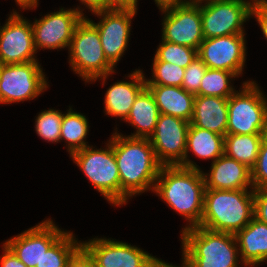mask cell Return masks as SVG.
<instances>
[{"label":"cell","instance_id":"1","mask_svg":"<svg viewBox=\"0 0 267 267\" xmlns=\"http://www.w3.org/2000/svg\"><path fill=\"white\" fill-rule=\"evenodd\" d=\"M110 143L119 170L120 205L151 186L154 189L162 164L157 160L149 138L123 137L115 132Z\"/></svg>","mask_w":267,"mask_h":267},{"label":"cell","instance_id":"2","mask_svg":"<svg viewBox=\"0 0 267 267\" xmlns=\"http://www.w3.org/2000/svg\"><path fill=\"white\" fill-rule=\"evenodd\" d=\"M154 189L172 209L183 215L191 228L199 226L204 209L203 172L180 165H162Z\"/></svg>","mask_w":267,"mask_h":267},{"label":"cell","instance_id":"3","mask_svg":"<svg viewBox=\"0 0 267 267\" xmlns=\"http://www.w3.org/2000/svg\"><path fill=\"white\" fill-rule=\"evenodd\" d=\"M205 189L201 227L235 234L254 218V189Z\"/></svg>","mask_w":267,"mask_h":267},{"label":"cell","instance_id":"4","mask_svg":"<svg viewBox=\"0 0 267 267\" xmlns=\"http://www.w3.org/2000/svg\"><path fill=\"white\" fill-rule=\"evenodd\" d=\"M183 254L192 267H238L234 234L201 226L182 230Z\"/></svg>","mask_w":267,"mask_h":267},{"label":"cell","instance_id":"5","mask_svg":"<svg viewBox=\"0 0 267 267\" xmlns=\"http://www.w3.org/2000/svg\"><path fill=\"white\" fill-rule=\"evenodd\" d=\"M70 64L84 81L106 79L114 66L105 57L97 28L83 17L76 25L69 45Z\"/></svg>","mask_w":267,"mask_h":267},{"label":"cell","instance_id":"6","mask_svg":"<svg viewBox=\"0 0 267 267\" xmlns=\"http://www.w3.org/2000/svg\"><path fill=\"white\" fill-rule=\"evenodd\" d=\"M108 148L93 150L87 146L71 154L93 186L111 204L120 205V178L112 144Z\"/></svg>","mask_w":267,"mask_h":267},{"label":"cell","instance_id":"7","mask_svg":"<svg viewBox=\"0 0 267 267\" xmlns=\"http://www.w3.org/2000/svg\"><path fill=\"white\" fill-rule=\"evenodd\" d=\"M228 98L226 134H262L267 117V99L253 81Z\"/></svg>","mask_w":267,"mask_h":267},{"label":"cell","instance_id":"8","mask_svg":"<svg viewBox=\"0 0 267 267\" xmlns=\"http://www.w3.org/2000/svg\"><path fill=\"white\" fill-rule=\"evenodd\" d=\"M200 0L204 38L244 34L242 25L251 17L252 4L246 0Z\"/></svg>","mask_w":267,"mask_h":267},{"label":"cell","instance_id":"9","mask_svg":"<svg viewBox=\"0 0 267 267\" xmlns=\"http://www.w3.org/2000/svg\"><path fill=\"white\" fill-rule=\"evenodd\" d=\"M47 87L37 61L23 64H0V103L34 99Z\"/></svg>","mask_w":267,"mask_h":267},{"label":"cell","instance_id":"10","mask_svg":"<svg viewBox=\"0 0 267 267\" xmlns=\"http://www.w3.org/2000/svg\"><path fill=\"white\" fill-rule=\"evenodd\" d=\"M161 11L166 15L162 23V40L198 50L204 40L200 0Z\"/></svg>","mask_w":267,"mask_h":267},{"label":"cell","instance_id":"11","mask_svg":"<svg viewBox=\"0 0 267 267\" xmlns=\"http://www.w3.org/2000/svg\"><path fill=\"white\" fill-rule=\"evenodd\" d=\"M190 122L160 114L154 133L149 137L157 160L162 165H180L186 155Z\"/></svg>","mask_w":267,"mask_h":267},{"label":"cell","instance_id":"12","mask_svg":"<svg viewBox=\"0 0 267 267\" xmlns=\"http://www.w3.org/2000/svg\"><path fill=\"white\" fill-rule=\"evenodd\" d=\"M244 39V34L204 38L197 55L209 69L225 70L238 76L246 58Z\"/></svg>","mask_w":267,"mask_h":267},{"label":"cell","instance_id":"13","mask_svg":"<svg viewBox=\"0 0 267 267\" xmlns=\"http://www.w3.org/2000/svg\"><path fill=\"white\" fill-rule=\"evenodd\" d=\"M79 8L46 14L42 19L31 24L34 46L40 48L58 49L70 45L76 25L82 20L83 13ZM38 48V49H37Z\"/></svg>","mask_w":267,"mask_h":267},{"label":"cell","instance_id":"14","mask_svg":"<svg viewBox=\"0 0 267 267\" xmlns=\"http://www.w3.org/2000/svg\"><path fill=\"white\" fill-rule=\"evenodd\" d=\"M31 24L13 11L0 30V64H23L35 59Z\"/></svg>","mask_w":267,"mask_h":267},{"label":"cell","instance_id":"15","mask_svg":"<svg viewBox=\"0 0 267 267\" xmlns=\"http://www.w3.org/2000/svg\"><path fill=\"white\" fill-rule=\"evenodd\" d=\"M133 9H111L94 13L103 17L99 23L89 20L98 30L107 60L115 66L127 48Z\"/></svg>","mask_w":267,"mask_h":267},{"label":"cell","instance_id":"16","mask_svg":"<svg viewBox=\"0 0 267 267\" xmlns=\"http://www.w3.org/2000/svg\"><path fill=\"white\" fill-rule=\"evenodd\" d=\"M35 226L4 243L27 267H36L43 254L65 232L50 219Z\"/></svg>","mask_w":267,"mask_h":267},{"label":"cell","instance_id":"17","mask_svg":"<svg viewBox=\"0 0 267 267\" xmlns=\"http://www.w3.org/2000/svg\"><path fill=\"white\" fill-rule=\"evenodd\" d=\"M81 245L93 257L96 267H148L153 256L128 243L94 238Z\"/></svg>","mask_w":267,"mask_h":267},{"label":"cell","instance_id":"18","mask_svg":"<svg viewBox=\"0 0 267 267\" xmlns=\"http://www.w3.org/2000/svg\"><path fill=\"white\" fill-rule=\"evenodd\" d=\"M211 165L210 174L203 173L206 189L248 190L249 186L253 189L251 169L234 158L223 154Z\"/></svg>","mask_w":267,"mask_h":267},{"label":"cell","instance_id":"19","mask_svg":"<svg viewBox=\"0 0 267 267\" xmlns=\"http://www.w3.org/2000/svg\"><path fill=\"white\" fill-rule=\"evenodd\" d=\"M190 124L225 136L228 124V98L195 95Z\"/></svg>","mask_w":267,"mask_h":267},{"label":"cell","instance_id":"20","mask_svg":"<svg viewBox=\"0 0 267 267\" xmlns=\"http://www.w3.org/2000/svg\"><path fill=\"white\" fill-rule=\"evenodd\" d=\"M131 82H116L105 94V112L111 116H119L125 120L138 94L146 87L145 77L141 70L129 76Z\"/></svg>","mask_w":267,"mask_h":267},{"label":"cell","instance_id":"21","mask_svg":"<svg viewBox=\"0 0 267 267\" xmlns=\"http://www.w3.org/2000/svg\"><path fill=\"white\" fill-rule=\"evenodd\" d=\"M146 87L152 93L160 114L191 121L194 112V94L178 86L146 85Z\"/></svg>","mask_w":267,"mask_h":267},{"label":"cell","instance_id":"22","mask_svg":"<svg viewBox=\"0 0 267 267\" xmlns=\"http://www.w3.org/2000/svg\"><path fill=\"white\" fill-rule=\"evenodd\" d=\"M239 243L241 260L245 266L258 265L267 260V224L253 218L234 234Z\"/></svg>","mask_w":267,"mask_h":267},{"label":"cell","instance_id":"23","mask_svg":"<svg viewBox=\"0 0 267 267\" xmlns=\"http://www.w3.org/2000/svg\"><path fill=\"white\" fill-rule=\"evenodd\" d=\"M189 150H192L199 158L214 159L213 162H215L224 154V136L190 124L187 133L186 155L180 166L198 169V165L187 158Z\"/></svg>","mask_w":267,"mask_h":267},{"label":"cell","instance_id":"24","mask_svg":"<svg viewBox=\"0 0 267 267\" xmlns=\"http://www.w3.org/2000/svg\"><path fill=\"white\" fill-rule=\"evenodd\" d=\"M160 112L150 90L145 87L136 97L124 121L137 128L130 137L149 138L155 131Z\"/></svg>","mask_w":267,"mask_h":267},{"label":"cell","instance_id":"25","mask_svg":"<svg viewBox=\"0 0 267 267\" xmlns=\"http://www.w3.org/2000/svg\"><path fill=\"white\" fill-rule=\"evenodd\" d=\"M262 134H226L224 154L252 169L256 164Z\"/></svg>","mask_w":267,"mask_h":267},{"label":"cell","instance_id":"26","mask_svg":"<svg viewBox=\"0 0 267 267\" xmlns=\"http://www.w3.org/2000/svg\"><path fill=\"white\" fill-rule=\"evenodd\" d=\"M88 128V121L84 115L73 112L71 108L63 114L60 140H66L70 155L88 146L84 141Z\"/></svg>","mask_w":267,"mask_h":267},{"label":"cell","instance_id":"27","mask_svg":"<svg viewBox=\"0 0 267 267\" xmlns=\"http://www.w3.org/2000/svg\"><path fill=\"white\" fill-rule=\"evenodd\" d=\"M81 246L72 233L64 232L43 254L36 267H65L70 256Z\"/></svg>","mask_w":267,"mask_h":267},{"label":"cell","instance_id":"28","mask_svg":"<svg viewBox=\"0 0 267 267\" xmlns=\"http://www.w3.org/2000/svg\"><path fill=\"white\" fill-rule=\"evenodd\" d=\"M233 77H236L233 72L207 68L201 80L199 95L229 98L235 92L229 84Z\"/></svg>","mask_w":267,"mask_h":267},{"label":"cell","instance_id":"29","mask_svg":"<svg viewBox=\"0 0 267 267\" xmlns=\"http://www.w3.org/2000/svg\"><path fill=\"white\" fill-rule=\"evenodd\" d=\"M197 56V49L162 40L156 50L154 61L168 62L186 68Z\"/></svg>","mask_w":267,"mask_h":267},{"label":"cell","instance_id":"30","mask_svg":"<svg viewBox=\"0 0 267 267\" xmlns=\"http://www.w3.org/2000/svg\"><path fill=\"white\" fill-rule=\"evenodd\" d=\"M153 78L145 80L146 85H164L181 87L185 68L176 64L154 61L153 62Z\"/></svg>","mask_w":267,"mask_h":267},{"label":"cell","instance_id":"31","mask_svg":"<svg viewBox=\"0 0 267 267\" xmlns=\"http://www.w3.org/2000/svg\"><path fill=\"white\" fill-rule=\"evenodd\" d=\"M63 114L59 110L49 109L41 112L36 118V132L44 140L59 142Z\"/></svg>","mask_w":267,"mask_h":267},{"label":"cell","instance_id":"32","mask_svg":"<svg viewBox=\"0 0 267 267\" xmlns=\"http://www.w3.org/2000/svg\"><path fill=\"white\" fill-rule=\"evenodd\" d=\"M207 68L208 67L198 56L195 57L192 63L185 68L181 87L189 93L199 95L201 80Z\"/></svg>","mask_w":267,"mask_h":267},{"label":"cell","instance_id":"33","mask_svg":"<svg viewBox=\"0 0 267 267\" xmlns=\"http://www.w3.org/2000/svg\"><path fill=\"white\" fill-rule=\"evenodd\" d=\"M253 189L267 187V145L262 141L256 164L251 169Z\"/></svg>","mask_w":267,"mask_h":267},{"label":"cell","instance_id":"34","mask_svg":"<svg viewBox=\"0 0 267 267\" xmlns=\"http://www.w3.org/2000/svg\"><path fill=\"white\" fill-rule=\"evenodd\" d=\"M254 217L267 224V187L254 190Z\"/></svg>","mask_w":267,"mask_h":267},{"label":"cell","instance_id":"35","mask_svg":"<svg viewBox=\"0 0 267 267\" xmlns=\"http://www.w3.org/2000/svg\"><path fill=\"white\" fill-rule=\"evenodd\" d=\"M65 267H96L90 253L81 245L67 260Z\"/></svg>","mask_w":267,"mask_h":267},{"label":"cell","instance_id":"36","mask_svg":"<svg viewBox=\"0 0 267 267\" xmlns=\"http://www.w3.org/2000/svg\"><path fill=\"white\" fill-rule=\"evenodd\" d=\"M251 16L257 18L264 36L267 39V0H252Z\"/></svg>","mask_w":267,"mask_h":267},{"label":"cell","instance_id":"37","mask_svg":"<svg viewBox=\"0 0 267 267\" xmlns=\"http://www.w3.org/2000/svg\"><path fill=\"white\" fill-rule=\"evenodd\" d=\"M4 254L1 257V267H27L19 258L3 244Z\"/></svg>","mask_w":267,"mask_h":267},{"label":"cell","instance_id":"38","mask_svg":"<svg viewBox=\"0 0 267 267\" xmlns=\"http://www.w3.org/2000/svg\"><path fill=\"white\" fill-rule=\"evenodd\" d=\"M111 9L137 10V0H108V10Z\"/></svg>","mask_w":267,"mask_h":267},{"label":"cell","instance_id":"39","mask_svg":"<svg viewBox=\"0 0 267 267\" xmlns=\"http://www.w3.org/2000/svg\"><path fill=\"white\" fill-rule=\"evenodd\" d=\"M93 13L108 10V0H80Z\"/></svg>","mask_w":267,"mask_h":267},{"label":"cell","instance_id":"40","mask_svg":"<svg viewBox=\"0 0 267 267\" xmlns=\"http://www.w3.org/2000/svg\"><path fill=\"white\" fill-rule=\"evenodd\" d=\"M184 258L183 265L181 267H192L189 260L186 258V256L182 255ZM148 267H177L172 264L165 263L164 261L157 259L153 256V258L149 262Z\"/></svg>","mask_w":267,"mask_h":267},{"label":"cell","instance_id":"41","mask_svg":"<svg viewBox=\"0 0 267 267\" xmlns=\"http://www.w3.org/2000/svg\"><path fill=\"white\" fill-rule=\"evenodd\" d=\"M191 1L192 0H190V1H185V0L184 1L183 0H155L157 6L161 10L166 9V8H170L173 6L184 5V4H187Z\"/></svg>","mask_w":267,"mask_h":267},{"label":"cell","instance_id":"42","mask_svg":"<svg viewBox=\"0 0 267 267\" xmlns=\"http://www.w3.org/2000/svg\"><path fill=\"white\" fill-rule=\"evenodd\" d=\"M17 4L22 7L23 9L26 8H35L38 5V0H15Z\"/></svg>","mask_w":267,"mask_h":267},{"label":"cell","instance_id":"43","mask_svg":"<svg viewBox=\"0 0 267 267\" xmlns=\"http://www.w3.org/2000/svg\"><path fill=\"white\" fill-rule=\"evenodd\" d=\"M262 141L267 145V117L265 120V125L262 130Z\"/></svg>","mask_w":267,"mask_h":267}]
</instances>
